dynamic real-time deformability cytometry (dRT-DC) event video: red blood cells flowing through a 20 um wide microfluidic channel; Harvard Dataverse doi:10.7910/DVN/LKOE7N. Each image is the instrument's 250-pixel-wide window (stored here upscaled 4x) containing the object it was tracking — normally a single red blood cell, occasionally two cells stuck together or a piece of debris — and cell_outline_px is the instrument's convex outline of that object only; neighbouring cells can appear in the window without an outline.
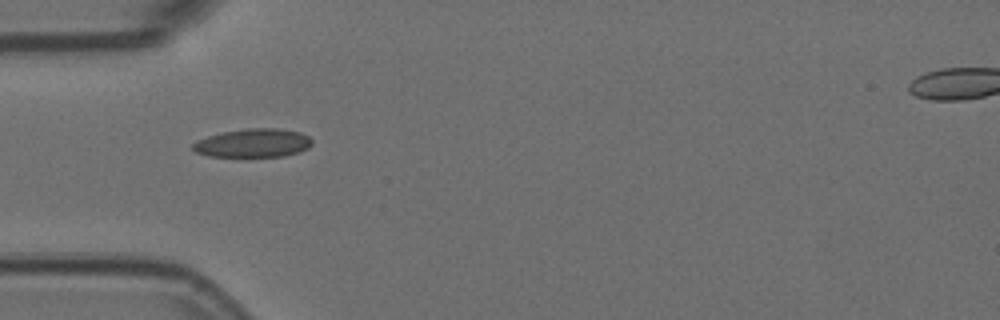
{"species": "Egyptian fruit bat (a non-hibernating species)", "species_latin": "Rousettus aegyptiacus", "temperature_condition": "room temperature", "stored_images_in_passage": 32, "camera_frame_rate_fps": 3000, "um_per_image_px": 0.085, "animal": {"sex": "female"}, "frame": {"image": 1, "passage_image": 1, "time_ms": 0.0, "image_size_px": [1000, 320], "cell_outline_px": [[312, 144], [308, 148], [300, 152], [284, 156], [208, 156], [196, 152], [192, 148], [192, 144], [196, 140], [208, 136], [224, 132], [248, 128], [276, 128], [300, 132], [308, 136], [312, 140]], "centroid_in_image_um": [21.53, 12.16], "position_along_channel_um": 63.5, "area_um2": 19.77}}
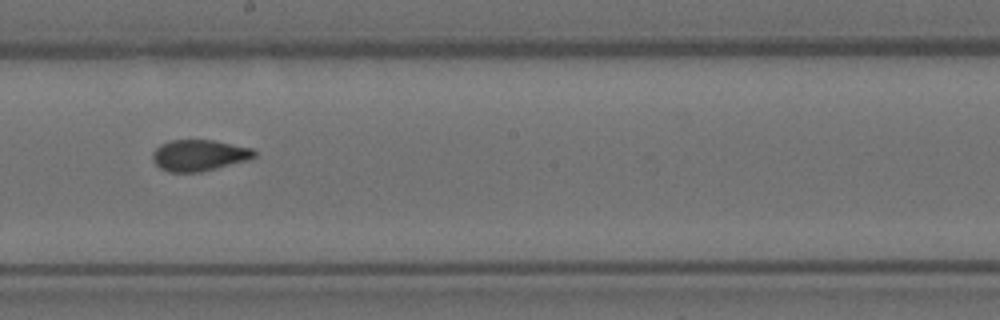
{"frame": {"image": 2, "passage_image": 15, "time_ms": 4.667, "image_size_px": [1000, 320], "cell_outline_px": [[256, 156], [248, 160], [200, 172], [168, 172], [160, 168], [152, 160], [152, 152], [160, 144], [172, 140], [212, 140], [252, 148], [256, 152]], "centroid_in_image_um": [16.9, 13.2], "position_along_channel_um": 231.3, "area_um2": 18.5}}
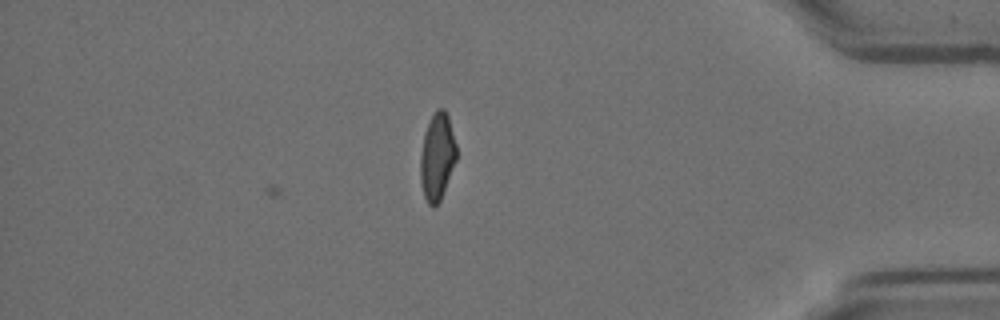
{"frame": {"image": 3, "passage_image": 32, "time_ms": 10.333, "image_size_px": [1000, 320], "cell_outline_px": [[456, 160], [440, 200], [432, 208], [428, 204], [424, 196], [420, 180], [420, 156], [424, 132], [436, 108], [444, 108], [448, 116], [456, 144]], "centroid_in_image_um": [37.14, 13.31], "position_along_channel_um": 398.1, "area_um2": 18.21}, "authors_computed_cell_mechanics": {"area_um2": 18.5827, "velocity_mm_per_s": 3.5916, "shape_relaxation_time_tau1_ms": 7.4482, "shape_relaxation_time_tau2_ms": 1.6811, "deformation_change_tau1": 0.1703, "deformation_change_tau2": 0.0569}}